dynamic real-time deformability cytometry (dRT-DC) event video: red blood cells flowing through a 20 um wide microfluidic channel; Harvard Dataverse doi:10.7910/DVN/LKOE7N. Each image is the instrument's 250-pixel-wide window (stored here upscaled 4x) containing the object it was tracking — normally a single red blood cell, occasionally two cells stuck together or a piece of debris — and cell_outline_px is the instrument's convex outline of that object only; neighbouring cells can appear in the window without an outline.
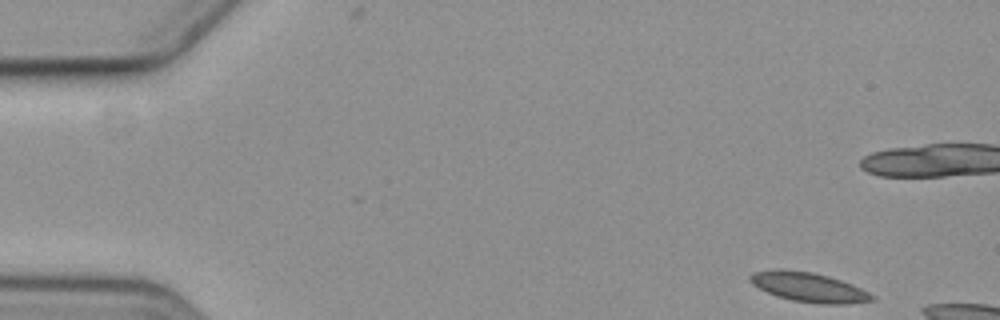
{"species": "common noctule bat (a hibernating species)", "species_latin": "Nyctalus noctula", "temperature_condition": "cold", "stored_images_in_passage": 9, "camera_frame_rate_fps": 3000, "um_per_image_px": 0.085, "animal": {"sex": "female", "body_mass_g": 19.3, "forearm_length_mm": 54.1}, "frame": {"image": 1, "passage_image": 1, "time_ms": 0.0, "image_size_px": [1000, 320], "cell_outline_px": [[876, 300], [848, 304], [820, 304], [792, 300], [776, 296], [752, 284], [748, 280], [748, 276], [752, 272], [776, 268], [784, 268], [812, 272], [828, 276], [852, 284], [876, 296]], "centroid_in_image_um": [68.72, 24.4], "position_along_channel_um": 16.3, "area_um2": 21.21}}